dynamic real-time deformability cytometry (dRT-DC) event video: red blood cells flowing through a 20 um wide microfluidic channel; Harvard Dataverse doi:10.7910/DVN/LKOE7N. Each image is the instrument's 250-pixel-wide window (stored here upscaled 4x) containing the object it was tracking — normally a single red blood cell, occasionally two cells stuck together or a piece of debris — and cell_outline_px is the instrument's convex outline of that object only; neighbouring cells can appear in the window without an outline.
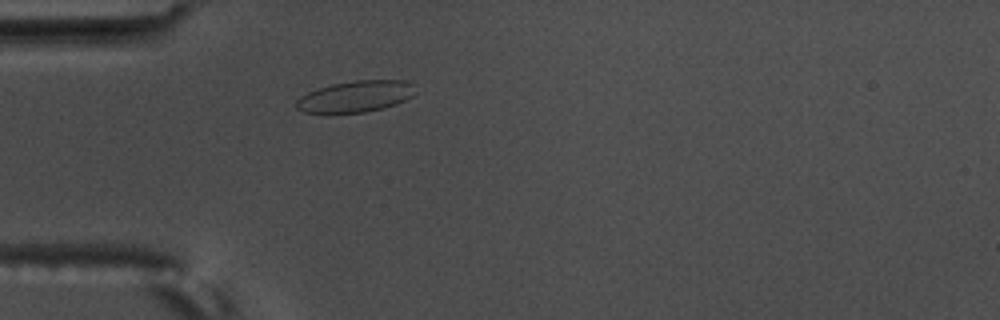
{"species": "common noctule bat (a hibernating species)", "species_latin": "Nyctalus noctula", "temperature_condition": "warm", "stored_images_in_passage": 3, "camera_frame_rate_fps": 3000, "um_per_image_px": 0.085, "animal": {"sex": "male", "body_mass_g": 17.5, "forearm_length_mm": 52.3}, "frame": {"image": 1, "passage_image": 3, "time_ms": 0.667, "image_size_px": [1000, 320], "cell_outline_px": [[416, 92], [412, 96], [396, 104], [364, 112], [304, 112], [296, 108], [296, 100], [300, 96], [308, 92], [332, 84], [356, 80], [404, 80], [412, 84]], "centroid_in_image_um": [30.23, 8.18], "position_along_channel_um": 54.8, "area_um2": 21.39}}